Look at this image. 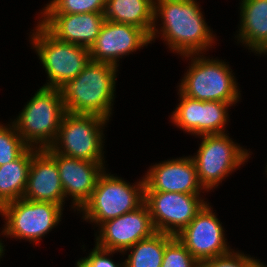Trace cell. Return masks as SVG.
I'll use <instances>...</instances> for the list:
<instances>
[{
	"instance_id": "6da1fadb",
	"label": "cell",
	"mask_w": 267,
	"mask_h": 267,
	"mask_svg": "<svg viewBox=\"0 0 267 267\" xmlns=\"http://www.w3.org/2000/svg\"><path fill=\"white\" fill-rule=\"evenodd\" d=\"M197 0H155L151 43L160 34L169 50L180 56L204 54L215 44V35L205 22ZM161 18V27L157 21ZM158 30H157V28ZM160 30V31H159Z\"/></svg>"
},
{
	"instance_id": "7a4b0ae2",
	"label": "cell",
	"mask_w": 267,
	"mask_h": 267,
	"mask_svg": "<svg viewBox=\"0 0 267 267\" xmlns=\"http://www.w3.org/2000/svg\"><path fill=\"white\" fill-rule=\"evenodd\" d=\"M118 68L89 61L85 68L59 89L66 112L94 114L107 120L112 116Z\"/></svg>"
},
{
	"instance_id": "3957f363",
	"label": "cell",
	"mask_w": 267,
	"mask_h": 267,
	"mask_svg": "<svg viewBox=\"0 0 267 267\" xmlns=\"http://www.w3.org/2000/svg\"><path fill=\"white\" fill-rule=\"evenodd\" d=\"M65 113L60 89L41 86L12 123L29 147L42 150L54 143Z\"/></svg>"
},
{
	"instance_id": "277c9868",
	"label": "cell",
	"mask_w": 267,
	"mask_h": 267,
	"mask_svg": "<svg viewBox=\"0 0 267 267\" xmlns=\"http://www.w3.org/2000/svg\"><path fill=\"white\" fill-rule=\"evenodd\" d=\"M191 60L179 90L187 97L201 101L226 102L232 105L240 101L241 91L229 65L219 59L200 54L183 56ZM231 70V71H230Z\"/></svg>"
},
{
	"instance_id": "5b68a950",
	"label": "cell",
	"mask_w": 267,
	"mask_h": 267,
	"mask_svg": "<svg viewBox=\"0 0 267 267\" xmlns=\"http://www.w3.org/2000/svg\"><path fill=\"white\" fill-rule=\"evenodd\" d=\"M114 175L106 173V169L100 175L90 199L79 210L83 220L99 227L108 220L136 210L144 203V177L131 185Z\"/></svg>"
},
{
	"instance_id": "8992f818",
	"label": "cell",
	"mask_w": 267,
	"mask_h": 267,
	"mask_svg": "<svg viewBox=\"0 0 267 267\" xmlns=\"http://www.w3.org/2000/svg\"><path fill=\"white\" fill-rule=\"evenodd\" d=\"M29 41L39 57L48 82L43 86L60 88L74 79L89 63V48L60 41L39 21Z\"/></svg>"
},
{
	"instance_id": "52a82bcc",
	"label": "cell",
	"mask_w": 267,
	"mask_h": 267,
	"mask_svg": "<svg viewBox=\"0 0 267 267\" xmlns=\"http://www.w3.org/2000/svg\"><path fill=\"white\" fill-rule=\"evenodd\" d=\"M198 137H202V141L196 155L191 157L196 166L199 183L206 192L218 187L252 155L250 151L234 142L227 132Z\"/></svg>"
},
{
	"instance_id": "ba28073f",
	"label": "cell",
	"mask_w": 267,
	"mask_h": 267,
	"mask_svg": "<svg viewBox=\"0 0 267 267\" xmlns=\"http://www.w3.org/2000/svg\"><path fill=\"white\" fill-rule=\"evenodd\" d=\"M109 120L94 114L66 112L50 148L58 154L91 162H105L104 131Z\"/></svg>"
},
{
	"instance_id": "9c48e42d",
	"label": "cell",
	"mask_w": 267,
	"mask_h": 267,
	"mask_svg": "<svg viewBox=\"0 0 267 267\" xmlns=\"http://www.w3.org/2000/svg\"><path fill=\"white\" fill-rule=\"evenodd\" d=\"M63 209L62 205L52 202L24 198L8 202L0 208V215L6 221L1 234L37 244L59 224Z\"/></svg>"
},
{
	"instance_id": "30bf717a",
	"label": "cell",
	"mask_w": 267,
	"mask_h": 267,
	"mask_svg": "<svg viewBox=\"0 0 267 267\" xmlns=\"http://www.w3.org/2000/svg\"><path fill=\"white\" fill-rule=\"evenodd\" d=\"M156 232L176 236L204 207L207 201L200 194L180 192H144Z\"/></svg>"
},
{
	"instance_id": "8fae6325",
	"label": "cell",
	"mask_w": 267,
	"mask_h": 267,
	"mask_svg": "<svg viewBox=\"0 0 267 267\" xmlns=\"http://www.w3.org/2000/svg\"><path fill=\"white\" fill-rule=\"evenodd\" d=\"M213 211L209 202L206 203L195 218L176 235L199 263L233 250L227 244L222 222Z\"/></svg>"
},
{
	"instance_id": "7c38bea8",
	"label": "cell",
	"mask_w": 267,
	"mask_h": 267,
	"mask_svg": "<svg viewBox=\"0 0 267 267\" xmlns=\"http://www.w3.org/2000/svg\"><path fill=\"white\" fill-rule=\"evenodd\" d=\"M179 104L172 112L171 122L194 136L225 133L230 103L201 101L185 96L179 89Z\"/></svg>"
},
{
	"instance_id": "4fadbf2b",
	"label": "cell",
	"mask_w": 267,
	"mask_h": 267,
	"mask_svg": "<svg viewBox=\"0 0 267 267\" xmlns=\"http://www.w3.org/2000/svg\"><path fill=\"white\" fill-rule=\"evenodd\" d=\"M98 232V235L95 233L97 247L121 254L138 241L152 236L156 230L149 209L143 203L132 212L102 223Z\"/></svg>"
},
{
	"instance_id": "5bb4252c",
	"label": "cell",
	"mask_w": 267,
	"mask_h": 267,
	"mask_svg": "<svg viewBox=\"0 0 267 267\" xmlns=\"http://www.w3.org/2000/svg\"><path fill=\"white\" fill-rule=\"evenodd\" d=\"M151 44L141 28L105 20L96 42L89 48L90 60L119 67L122 57Z\"/></svg>"
},
{
	"instance_id": "9a60e30c",
	"label": "cell",
	"mask_w": 267,
	"mask_h": 267,
	"mask_svg": "<svg viewBox=\"0 0 267 267\" xmlns=\"http://www.w3.org/2000/svg\"><path fill=\"white\" fill-rule=\"evenodd\" d=\"M57 163L65 198H72L71 207L79 211L90 199L98 178L105 170V162H91L44 149Z\"/></svg>"
},
{
	"instance_id": "2e32d148",
	"label": "cell",
	"mask_w": 267,
	"mask_h": 267,
	"mask_svg": "<svg viewBox=\"0 0 267 267\" xmlns=\"http://www.w3.org/2000/svg\"><path fill=\"white\" fill-rule=\"evenodd\" d=\"M145 174L144 192L200 194L204 190L191 156L161 161L149 167Z\"/></svg>"
},
{
	"instance_id": "e0dca14e",
	"label": "cell",
	"mask_w": 267,
	"mask_h": 267,
	"mask_svg": "<svg viewBox=\"0 0 267 267\" xmlns=\"http://www.w3.org/2000/svg\"><path fill=\"white\" fill-rule=\"evenodd\" d=\"M39 18L58 40L87 48L96 42L105 21L104 13L41 14Z\"/></svg>"
},
{
	"instance_id": "ac0fdd59",
	"label": "cell",
	"mask_w": 267,
	"mask_h": 267,
	"mask_svg": "<svg viewBox=\"0 0 267 267\" xmlns=\"http://www.w3.org/2000/svg\"><path fill=\"white\" fill-rule=\"evenodd\" d=\"M24 199L52 202L64 206V190L56 161L44 150H38L30 163Z\"/></svg>"
},
{
	"instance_id": "d6986e66",
	"label": "cell",
	"mask_w": 267,
	"mask_h": 267,
	"mask_svg": "<svg viewBox=\"0 0 267 267\" xmlns=\"http://www.w3.org/2000/svg\"><path fill=\"white\" fill-rule=\"evenodd\" d=\"M238 43L259 54L267 47V0H241Z\"/></svg>"
},
{
	"instance_id": "ffe728a7",
	"label": "cell",
	"mask_w": 267,
	"mask_h": 267,
	"mask_svg": "<svg viewBox=\"0 0 267 267\" xmlns=\"http://www.w3.org/2000/svg\"><path fill=\"white\" fill-rule=\"evenodd\" d=\"M155 0H106L104 17L107 21L143 29L149 36L155 24Z\"/></svg>"
},
{
	"instance_id": "44dd1931",
	"label": "cell",
	"mask_w": 267,
	"mask_h": 267,
	"mask_svg": "<svg viewBox=\"0 0 267 267\" xmlns=\"http://www.w3.org/2000/svg\"><path fill=\"white\" fill-rule=\"evenodd\" d=\"M38 150L29 147L18 159L0 166V208L8 202L23 198L32 156Z\"/></svg>"
},
{
	"instance_id": "7402d4cb",
	"label": "cell",
	"mask_w": 267,
	"mask_h": 267,
	"mask_svg": "<svg viewBox=\"0 0 267 267\" xmlns=\"http://www.w3.org/2000/svg\"><path fill=\"white\" fill-rule=\"evenodd\" d=\"M173 235L155 232L152 236L138 241L132 247L126 249L128 253L124 260V267H161L165 245L173 238Z\"/></svg>"
},
{
	"instance_id": "603a6c76",
	"label": "cell",
	"mask_w": 267,
	"mask_h": 267,
	"mask_svg": "<svg viewBox=\"0 0 267 267\" xmlns=\"http://www.w3.org/2000/svg\"><path fill=\"white\" fill-rule=\"evenodd\" d=\"M106 0H50L40 14L104 13Z\"/></svg>"
},
{
	"instance_id": "cb8c5ba5",
	"label": "cell",
	"mask_w": 267,
	"mask_h": 267,
	"mask_svg": "<svg viewBox=\"0 0 267 267\" xmlns=\"http://www.w3.org/2000/svg\"><path fill=\"white\" fill-rule=\"evenodd\" d=\"M10 123H0V166L18 159L29 148Z\"/></svg>"
},
{
	"instance_id": "d4e9b609",
	"label": "cell",
	"mask_w": 267,
	"mask_h": 267,
	"mask_svg": "<svg viewBox=\"0 0 267 267\" xmlns=\"http://www.w3.org/2000/svg\"><path fill=\"white\" fill-rule=\"evenodd\" d=\"M161 267H199V262L174 236L166 245Z\"/></svg>"
},
{
	"instance_id": "484cf974",
	"label": "cell",
	"mask_w": 267,
	"mask_h": 267,
	"mask_svg": "<svg viewBox=\"0 0 267 267\" xmlns=\"http://www.w3.org/2000/svg\"><path fill=\"white\" fill-rule=\"evenodd\" d=\"M261 262L243 252L232 250L230 253L199 263V267H257Z\"/></svg>"
},
{
	"instance_id": "4316f807",
	"label": "cell",
	"mask_w": 267,
	"mask_h": 267,
	"mask_svg": "<svg viewBox=\"0 0 267 267\" xmlns=\"http://www.w3.org/2000/svg\"><path fill=\"white\" fill-rule=\"evenodd\" d=\"M118 251H111L95 247L90 251L89 255L80 258L75 265L76 267H124V262L115 263L109 256ZM109 257V258H108Z\"/></svg>"
},
{
	"instance_id": "83f0119b",
	"label": "cell",
	"mask_w": 267,
	"mask_h": 267,
	"mask_svg": "<svg viewBox=\"0 0 267 267\" xmlns=\"http://www.w3.org/2000/svg\"><path fill=\"white\" fill-rule=\"evenodd\" d=\"M4 247L5 246L3 245L2 240H0V259L3 256V254H4V251H5V248Z\"/></svg>"
},
{
	"instance_id": "f1b7e54d",
	"label": "cell",
	"mask_w": 267,
	"mask_h": 267,
	"mask_svg": "<svg viewBox=\"0 0 267 267\" xmlns=\"http://www.w3.org/2000/svg\"><path fill=\"white\" fill-rule=\"evenodd\" d=\"M267 55V47L266 48H264L260 53H259V55Z\"/></svg>"
},
{
	"instance_id": "f546056e",
	"label": "cell",
	"mask_w": 267,
	"mask_h": 267,
	"mask_svg": "<svg viewBox=\"0 0 267 267\" xmlns=\"http://www.w3.org/2000/svg\"><path fill=\"white\" fill-rule=\"evenodd\" d=\"M257 267H267V265H266V264L264 265V264L261 262Z\"/></svg>"
}]
</instances>
